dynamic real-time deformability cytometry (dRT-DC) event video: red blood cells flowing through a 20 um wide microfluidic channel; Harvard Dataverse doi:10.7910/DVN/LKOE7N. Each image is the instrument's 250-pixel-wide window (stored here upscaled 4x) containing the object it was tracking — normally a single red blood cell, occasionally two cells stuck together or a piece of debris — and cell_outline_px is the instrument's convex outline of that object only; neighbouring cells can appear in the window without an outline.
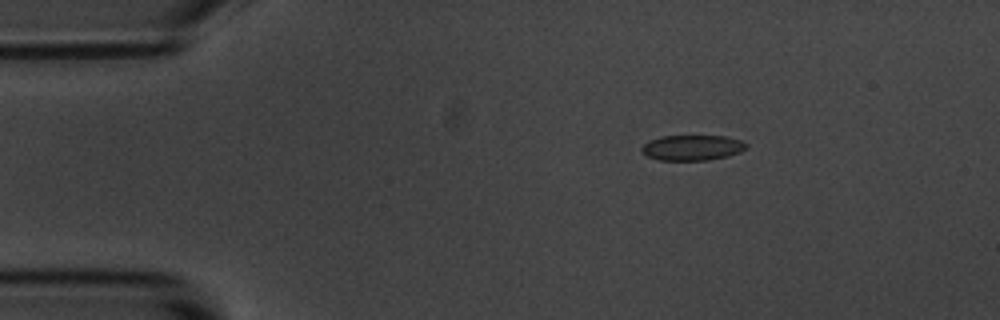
{"species": "common noctule bat (a hibernating species)", "species_latin": "Nyctalus noctula", "temperature_condition": "room temperature", "stored_images_in_passage": 4, "camera_frame_rate_fps": 3000, "um_per_image_px": 0.085, "animal": {"sex": "male", "body_mass_g": 20.1, "forearm_length_mm": 53.5}, "frame": {"image": 1, "passage_image": 2, "time_ms": 1.333, "image_size_px": [1000, 320], "cell_outline_px": [[748, 148], [740, 152], [728, 156], [708, 160], [660, 160], [648, 156], [640, 148], [648, 140], [660, 136], [724, 136], [744, 140], [748, 144]], "centroid_in_image_um": [58.89, 12.54], "position_along_channel_um": 26.1, "area_um2": 15.61}}
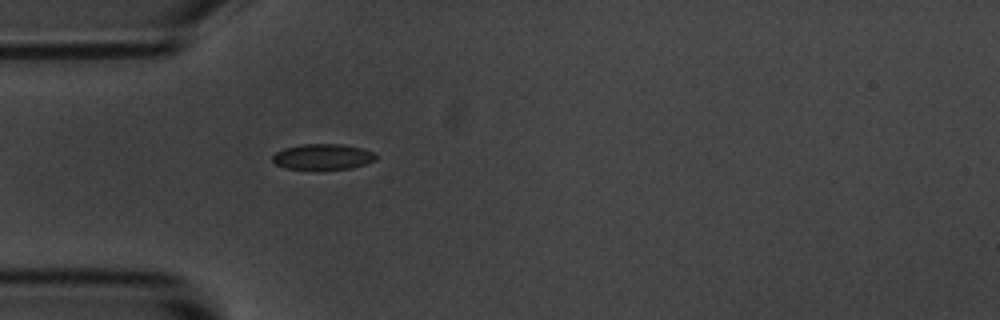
{"frame": {"image": 2, "passage_image": 4, "time_ms": 3.667, "image_size_px": [1000, 320], "cell_outline_px": [[376, 160], [352, 168], [284, 168], [276, 164], [272, 160], [272, 156], [276, 152], [284, 148], [304, 144], [340, 144], [364, 148], [372, 152], [376, 156]], "centroid_in_image_um": [27.44, 13.3], "position_along_channel_um": 57.6, "area_um2": 15.14}}